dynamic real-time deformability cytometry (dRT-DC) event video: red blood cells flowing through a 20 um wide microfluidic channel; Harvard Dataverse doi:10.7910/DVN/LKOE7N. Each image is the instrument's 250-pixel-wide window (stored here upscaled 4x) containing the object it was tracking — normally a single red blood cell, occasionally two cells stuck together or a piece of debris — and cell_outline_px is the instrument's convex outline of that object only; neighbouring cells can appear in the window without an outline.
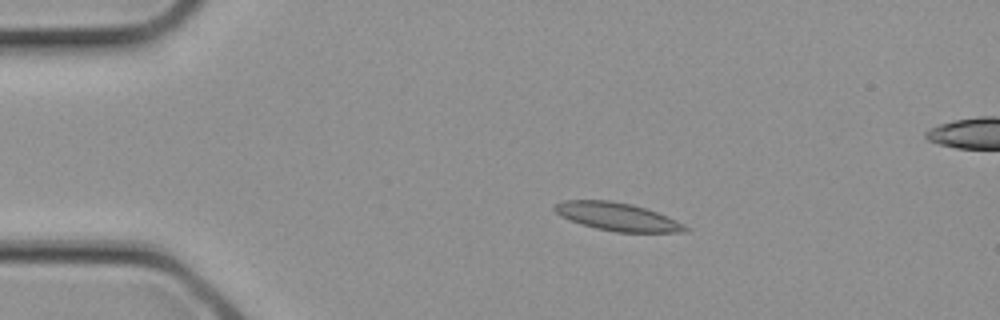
{"species": "common noctule bat (a hibernating species)", "species_latin": "Nyctalus noctula", "temperature_condition": "cold", "stored_images_in_passage": 4, "camera_frame_rate_fps": 3000, "um_per_image_px": 0.085, "animal": {"sex": "female", "body_mass_g": 21.9}, "frame": {"image": 1, "passage_image": 2, "time_ms": 0.333, "image_size_px": [1000, 320], "cell_outline_px": [[692, 228], [688, 232], [616, 232], [596, 228], [560, 216], [552, 208], [556, 204], [564, 200], [612, 200], [632, 204], [668, 216]], "centroid_in_image_um": [52.52, 18.42], "position_along_channel_um": 32.5, "area_um2": 21.27}}